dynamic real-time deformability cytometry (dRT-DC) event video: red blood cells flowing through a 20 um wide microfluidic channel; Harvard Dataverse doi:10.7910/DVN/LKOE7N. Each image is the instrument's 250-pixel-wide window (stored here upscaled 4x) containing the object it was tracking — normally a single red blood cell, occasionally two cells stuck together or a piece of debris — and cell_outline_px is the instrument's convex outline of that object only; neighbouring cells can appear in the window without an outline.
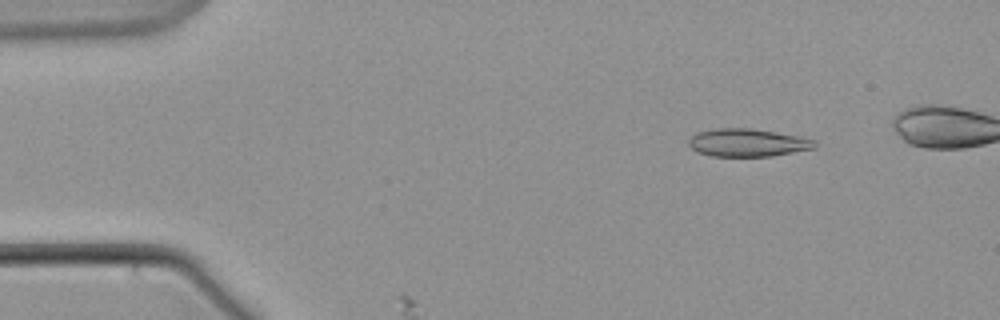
{"species": "common noctule bat (a hibernating species)", "species_latin": "Nyctalus noctula", "temperature_condition": "warm", "stored_images_in_passage": 8, "camera_frame_rate_fps": 3000, "um_per_image_px": 0.085, "animal": {"sex": "male", "body_mass_g": 21.5, "forearm_length_mm": 52.0}, "frame": {"image": 1, "passage_image": 5, "time_ms": 1.333, "image_size_px": [1000, 320], "cell_outline_px": [[816, 148], [772, 156], [712, 156], [696, 152], [688, 144], [688, 140], [696, 132], [716, 128], [752, 128], [776, 132], [816, 140]], "centroid_in_image_um": [63.52, 12.12], "position_along_channel_um": 21.5, "area_um2": 20.52}}